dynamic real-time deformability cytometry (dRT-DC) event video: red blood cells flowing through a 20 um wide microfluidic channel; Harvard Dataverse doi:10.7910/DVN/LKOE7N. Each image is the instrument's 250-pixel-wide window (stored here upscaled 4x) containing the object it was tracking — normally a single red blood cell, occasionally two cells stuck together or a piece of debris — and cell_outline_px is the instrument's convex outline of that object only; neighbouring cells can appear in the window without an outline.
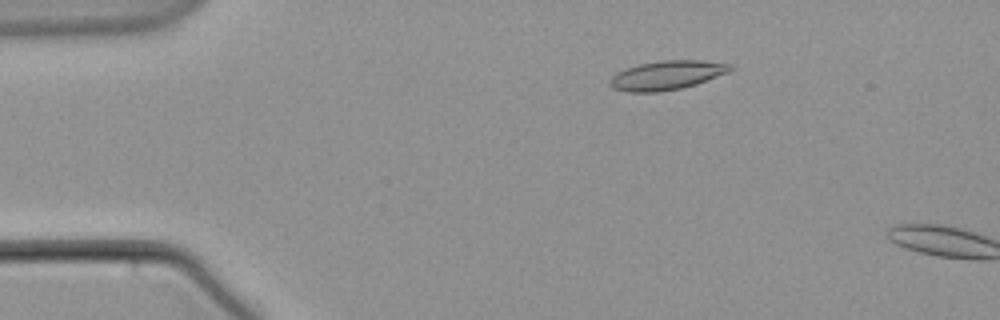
{"species": "common noctule bat (a hibernating species)", "species_latin": "Nyctalus noctula", "temperature_condition": "warm", "stored_images_in_passage": 8, "camera_frame_rate_fps": 3000, "um_per_image_px": 0.085, "animal": {"sex": "male", "body_mass_g": 21.5, "forearm_length_mm": 52.0}, "frame": {"image": 1, "passage_image": 5, "time_ms": 1.333, "image_size_px": [1000, 320], "cell_outline_px": [[736, 68], [728, 72], [696, 84], [680, 88], [656, 92], [628, 92], [612, 88], [608, 84], [608, 80], [616, 72], [624, 68], [640, 64], [664, 60], [704, 60], [732, 64]], "centroid_in_image_um": [56.66, 6.39], "position_along_channel_um": 28.3, "area_um2": 20.52}}